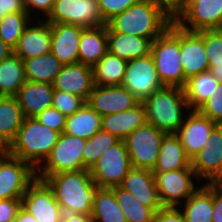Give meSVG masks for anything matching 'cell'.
Instances as JSON below:
<instances>
[{"label":"cell","instance_id":"cell-1","mask_svg":"<svg viewBox=\"0 0 222 222\" xmlns=\"http://www.w3.org/2000/svg\"><path fill=\"white\" fill-rule=\"evenodd\" d=\"M52 189L63 213L91 214L100 188L93 182L88 169L61 172L55 175H36Z\"/></svg>","mask_w":222,"mask_h":222},{"label":"cell","instance_id":"cell-2","mask_svg":"<svg viewBox=\"0 0 222 222\" xmlns=\"http://www.w3.org/2000/svg\"><path fill=\"white\" fill-rule=\"evenodd\" d=\"M173 22L172 15L154 0H139L106 25L113 31L150 39L161 36Z\"/></svg>","mask_w":222,"mask_h":222},{"label":"cell","instance_id":"cell-3","mask_svg":"<svg viewBox=\"0 0 222 222\" xmlns=\"http://www.w3.org/2000/svg\"><path fill=\"white\" fill-rule=\"evenodd\" d=\"M146 121L166 134H176L191 111L183 88L163 86L145 97ZM186 111V112H185Z\"/></svg>","mask_w":222,"mask_h":222},{"label":"cell","instance_id":"cell-4","mask_svg":"<svg viewBox=\"0 0 222 222\" xmlns=\"http://www.w3.org/2000/svg\"><path fill=\"white\" fill-rule=\"evenodd\" d=\"M60 134L41 124L35 117H26L9 145L8 153L29 163L36 170L49 156Z\"/></svg>","mask_w":222,"mask_h":222},{"label":"cell","instance_id":"cell-5","mask_svg":"<svg viewBox=\"0 0 222 222\" xmlns=\"http://www.w3.org/2000/svg\"><path fill=\"white\" fill-rule=\"evenodd\" d=\"M150 54L163 86L185 87L187 80L181 62L179 25L173 21L169 28L152 42Z\"/></svg>","mask_w":222,"mask_h":222},{"label":"cell","instance_id":"cell-6","mask_svg":"<svg viewBox=\"0 0 222 222\" xmlns=\"http://www.w3.org/2000/svg\"><path fill=\"white\" fill-rule=\"evenodd\" d=\"M172 18L190 32L222 29V0H184Z\"/></svg>","mask_w":222,"mask_h":222},{"label":"cell","instance_id":"cell-7","mask_svg":"<svg viewBox=\"0 0 222 222\" xmlns=\"http://www.w3.org/2000/svg\"><path fill=\"white\" fill-rule=\"evenodd\" d=\"M85 143V139L61 133L49 156L36 169V175H55L82 170Z\"/></svg>","mask_w":222,"mask_h":222},{"label":"cell","instance_id":"cell-8","mask_svg":"<svg viewBox=\"0 0 222 222\" xmlns=\"http://www.w3.org/2000/svg\"><path fill=\"white\" fill-rule=\"evenodd\" d=\"M166 133L146 122L124 139L133 168L153 170Z\"/></svg>","mask_w":222,"mask_h":222},{"label":"cell","instance_id":"cell-9","mask_svg":"<svg viewBox=\"0 0 222 222\" xmlns=\"http://www.w3.org/2000/svg\"><path fill=\"white\" fill-rule=\"evenodd\" d=\"M132 168L125 142L120 140L103 153L90 172L93 182L100 188L112 189L120 186Z\"/></svg>","mask_w":222,"mask_h":222},{"label":"cell","instance_id":"cell-10","mask_svg":"<svg viewBox=\"0 0 222 222\" xmlns=\"http://www.w3.org/2000/svg\"><path fill=\"white\" fill-rule=\"evenodd\" d=\"M45 20L50 24L64 23L83 28L106 24L102 19L98 0H55Z\"/></svg>","mask_w":222,"mask_h":222},{"label":"cell","instance_id":"cell-11","mask_svg":"<svg viewBox=\"0 0 222 222\" xmlns=\"http://www.w3.org/2000/svg\"><path fill=\"white\" fill-rule=\"evenodd\" d=\"M36 179V170L27 162L10 155L0 156V200L22 199Z\"/></svg>","mask_w":222,"mask_h":222},{"label":"cell","instance_id":"cell-12","mask_svg":"<svg viewBox=\"0 0 222 222\" xmlns=\"http://www.w3.org/2000/svg\"><path fill=\"white\" fill-rule=\"evenodd\" d=\"M153 174L160 201L164 207H179L199 188L194 182L195 179V181L198 180L193 169Z\"/></svg>","mask_w":222,"mask_h":222},{"label":"cell","instance_id":"cell-13","mask_svg":"<svg viewBox=\"0 0 222 222\" xmlns=\"http://www.w3.org/2000/svg\"><path fill=\"white\" fill-rule=\"evenodd\" d=\"M121 85L140 101L163 87L152 55L129 60Z\"/></svg>","mask_w":222,"mask_h":222},{"label":"cell","instance_id":"cell-14","mask_svg":"<svg viewBox=\"0 0 222 222\" xmlns=\"http://www.w3.org/2000/svg\"><path fill=\"white\" fill-rule=\"evenodd\" d=\"M21 206L38 222H61L63 216L52 189L38 178L28 186L21 199Z\"/></svg>","mask_w":222,"mask_h":222},{"label":"cell","instance_id":"cell-15","mask_svg":"<svg viewBox=\"0 0 222 222\" xmlns=\"http://www.w3.org/2000/svg\"><path fill=\"white\" fill-rule=\"evenodd\" d=\"M208 139L191 159V168L204 183H222V125H217Z\"/></svg>","mask_w":222,"mask_h":222},{"label":"cell","instance_id":"cell-16","mask_svg":"<svg viewBox=\"0 0 222 222\" xmlns=\"http://www.w3.org/2000/svg\"><path fill=\"white\" fill-rule=\"evenodd\" d=\"M140 100L122 85H95L86 103L99 115H112L136 106Z\"/></svg>","mask_w":222,"mask_h":222},{"label":"cell","instance_id":"cell-17","mask_svg":"<svg viewBox=\"0 0 222 222\" xmlns=\"http://www.w3.org/2000/svg\"><path fill=\"white\" fill-rule=\"evenodd\" d=\"M217 125L197 110H191L186 114L184 122L176 135L190 159L204 148L210 134Z\"/></svg>","mask_w":222,"mask_h":222},{"label":"cell","instance_id":"cell-18","mask_svg":"<svg viewBox=\"0 0 222 222\" xmlns=\"http://www.w3.org/2000/svg\"><path fill=\"white\" fill-rule=\"evenodd\" d=\"M94 86L93 68L82 63L63 65L53 82L54 90L80 96L85 101Z\"/></svg>","mask_w":222,"mask_h":222},{"label":"cell","instance_id":"cell-19","mask_svg":"<svg viewBox=\"0 0 222 222\" xmlns=\"http://www.w3.org/2000/svg\"><path fill=\"white\" fill-rule=\"evenodd\" d=\"M51 34V24L45 19H32L14 48V54L24 60L50 53Z\"/></svg>","mask_w":222,"mask_h":222},{"label":"cell","instance_id":"cell-20","mask_svg":"<svg viewBox=\"0 0 222 222\" xmlns=\"http://www.w3.org/2000/svg\"><path fill=\"white\" fill-rule=\"evenodd\" d=\"M83 29L72 24H51L50 52L63 65L79 63V43Z\"/></svg>","mask_w":222,"mask_h":222},{"label":"cell","instance_id":"cell-21","mask_svg":"<svg viewBox=\"0 0 222 222\" xmlns=\"http://www.w3.org/2000/svg\"><path fill=\"white\" fill-rule=\"evenodd\" d=\"M120 187L155 212L164 207L160 201L154 174L150 169L132 168L122 180Z\"/></svg>","mask_w":222,"mask_h":222},{"label":"cell","instance_id":"cell-22","mask_svg":"<svg viewBox=\"0 0 222 222\" xmlns=\"http://www.w3.org/2000/svg\"><path fill=\"white\" fill-rule=\"evenodd\" d=\"M180 53L185 79L209 70L203 38L180 27Z\"/></svg>","mask_w":222,"mask_h":222},{"label":"cell","instance_id":"cell-23","mask_svg":"<svg viewBox=\"0 0 222 222\" xmlns=\"http://www.w3.org/2000/svg\"><path fill=\"white\" fill-rule=\"evenodd\" d=\"M54 92L53 84L26 81L15 97L24 117H35L52 107Z\"/></svg>","mask_w":222,"mask_h":222},{"label":"cell","instance_id":"cell-24","mask_svg":"<svg viewBox=\"0 0 222 222\" xmlns=\"http://www.w3.org/2000/svg\"><path fill=\"white\" fill-rule=\"evenodd\" d=\"M146 122L144 105L140 101L136 106L126 111L102 116L101 129L124 140Z\"/></svg>","mask_w":222,"mask_h":222},{"label":"cell","instance_id":"cell-25","mask_svg":"<svg viewBox=\"0 0 222 222\" xmlns=\"http://www.w3.org/2000/svg\"><path fill=\"white\" fill-rule=\"evenodd\" d=\"M108 52L107 25L82 30L79 63L94 67Z\"/></svg>","mask_w":222,"mask_h":222},{"label":"cell","instance_id":"cell-26","mask_svg":"<svg viewBox=\"0 0 222 222\" xmlns=\"http://www.w3.org/2000/svg\"><path fill=\"white\" fill-rule=\"evenodd\" d=\"M192 169L191 159L185 153L176 134H166L162 140L156 166L153 173H165L171 170Z\"/></svg>","mask_w":222,"mask_h":222},{"label":"cell","instance_id":"cell-27","mask_svg":"<svg viewBox=\"0 0 222 222\" xmlns=\"http://www.w3.org/2000/svg\"><path fill=\"white\" fill-rule=\"evenodd\" d=\"M108 52L129 61L151 52L152 41L134 35L113 32L107 27Z\"/></svg>","mask_w":222,"mask_h":222},{"label":"cell","instance_id":"cell-28","mask_svg":"<svg viewBox=\"0 0 222 222\" xmlns=\"http://www.w3.org/2000/svg\"><path fill=\"white\" fill-rule=\"evenodd\" d=\"M179 209L184 215L185 222H212L213 183H203L200 185L199 188L179 206Z\"/></svg>","mask_w":222,"mask_h":222},{"label":"cell","instance_id":"cell-29","mask_svg":"<svg viewBox=\"0 0 222 222\" xmlns=\"http://www.w3.org/2000/svg\"><path fill=\"white\" fill-rule=\"evenodd\" d=\"M24 119L15 96H0V140L7 147L15 139Z\"/></svg>","mask_w":222,"mask_h":222},{"label":"cell","instance_id":"cell-30","mask_svg":"<svg viewBox=\"0 0 222 222\" xmlns=\"http://www.w3.org/2000/svg\"><path fill=\"white\" fill-rule=\"evenodd\" d=\"M102 116L87 103L71 116L66 117L64 133L88 140L101 130Z\"/></svg>","mask_w":222,"mask_h":222},{"label":"cell","instance_id":"cell-31","mask_svg":"<svg viewBox=\"0 0 222 222\" xmlns=\"http://www.w3.org/2000/svg\"><path fill=\"white\" fill-rule=\"evenodd\" d=\"M26 81L53 84L63 64L50 52L23 60Z\"/></svg>","mask_w":222,"mask_h":222},{"label":"cell","instance_id":"cell-32","mask_svg":"<svg viewBox=\"0 0 222 222\" xmlns=\"http://www.w3.org/2000/svg\"><path fill=\"white\" fill-rule=\"evenodd\" d=\"M26 82L24 62L14 53L0 62V96H15Z\"/></svg>","mask_w":222,"mask_h":222},{"label":"cell","instance_id":"cell-33","mask_svg":"<svg viewBox=\"0 0 222 222\" xmlns=\"http://www.w3.org/2000/svg\"><path fill=\"white\" fill-rule=\"evenodd\" d=\"M219 81L211 74L205 71L187 79L183 88L185 98L191 110H196L206 99H208L219 85Z\"/></svg>","mask_w":222,"mask_h":222},{"label":"cell","instance_id":"cell-34","mask_svg":"<svg viewBox=\"0 0 222 222\" xmlns=\"http://www.w3.org/2000/svg\"><path fill=\"white\" fill-rule=\"evenodd\" d=\"M127 62L117 55L107 52L93 67L94 84L98 86L121 85Z\"/></svg>","mask_w":222,"mask_h":222},{"label":"cell","instance_id":"cell-35","mask_svg":"<svg viewBox=\"0 0 222 222\" xmlns=\"http://www.w3.org/2000/svg\"><path fill=\"white\" fill-rule=\"evenodd\" d=\"M91 216L94 222H127L113 189L109 188L98 189Z\"/></svg>","mask_w":222,"mask_h":222},{"label":"cell","instance_id":"cell-36","mask_svg":"<svg viewBox=\"0 0 222 222\" xmlns=\"http://www.w3.org/2000/svg\"><path fill=\"white\" fill-rule=\"evenodd\" d=\"M127 222H153L155 211L141 202L120 186L112 188Z\"/></svg>","mask_w":222,"mask_h":222},{"label":"cell","instance_id":"cell-37","mask_svg":"<svg viewBox=\"0 0 222 222\" xmlns=\"http://www.w3.org/2000/svg\"><path fill=\"white\" fill-rule=\"evenodd\" d=\"M120 139L102 129L99 130L93 137L86 140L83 149V169L90 170L99 160V158L111 146H114Z\"/></svg>","mask_w":222,"mask_h":222},{"label":"cell","instance_id":"cell-38","mask_svg":"<svg viewBox=\"0 0 222 222\" xmlns=\"http://www.w3.org/2000/svg\"><path fill=\"white\" fill-rule=\"evenodd\" d=\"M31 20L27 12L7 13L0 20V39L14 49Z\"/></svg>","mask_w":222,"mask_h":222},{"label":"cell","instance_id":"cell-39","mask_svg":"<svg viewBox=\"0 0 222 222\" xmlns=\"http://www.w3.org/2000/svg\"><path fill=\"white\" fill-rule=\"evenodd\" d=\"M202 38L209 66H222V29L197 32Z\"/></svg>","mask_w":222,"mask_h":222},{"label":"cell","instance_id":"cell-40","mask_svg":"<svg viewBox=\"0 0 222 222\" xmlns=\"http://www.w3.org/2000/svg\"><path fill=\"white\" fill-rule=\"evenodd\" d=\"M196 110L211 121L222 125V82L219 83L214 93Z\"/></svg>","mask_w":222,"mask_h":222},{"label":"cell","instance_id":"cell-41","mask_svg":"<svg viewBox=\"0 0 222 222\" xmlns=\"http://www.w3.org/2000/svg\"><path fill=\"white\" fill-rule=\"evenodd\" d=\"M85 103L86 101L80 96L55 90L52 107L60 111L65 117H68L78 111Z\"/></svg>","mask_w":222,"mask_h":222},{"label":"cell","instance_id":"cell-42","mask_svg":"<svg viewBox=\"0 0 222 222\" xmlns=\"http://www.w3.org/2000/svg\"><path fill=\"white\" fill-rule=\"evenodd\" d=\"M139 0H98L99 10L105 23L114 16L123 13Z\"/></svg>","mask_w":222,"mask_h":222},{"label":"cell","instance_id":"cell-43","mask_svg":"<svg viewBox=\"0 0 222 222\" xmlns=\"http://www.w3.org/2000/svg\"><path fill=\"white\" fill-rule=\"evenodd\" d=\"M35 118L43 125L60 133L64 132L66 117L54 107L44 109Z\"/></svg>","mask_w":222,"mask_h":222},{"label":"cell","instance_id":"cell-44","mask_svg":"<svg viewBox=\"0 0 222 222\" xmlns=\"http://www.w3.org/2000/svg\"><path fill=\"white\" fill-rule=\"evenodd\" d=\"M54 2L55 0H23L24 9L32 19H45L50 14Z\"/></svg>","mask_w":222,"mask_h":222},{"label":"cell","instance_id":"cell-45","mask_svg":"<svg viewBox=\"0 0 222 222\" xmlns=\"http://www.w3.org/2000/svg\"><path fill=\"white\" fill-rule=\"evenodd\" d=\"M20 207L21 199L0 200V222H11L16 218Z\"/></svg>","mask_w":222,"mask_h":222},{"label":"cell","instance_id":"cell-46","mask_svg":"<svg viewBox=\"0 0 222 222\" xmlns=\"http://www.w3.org/2000/svg\"><path fill=\"white\" fill-rule=\"evenodd\" d=\"M153 222H185L179 207H163L155 212Z\"/></svg>","mask_w":222,"mask_h":222},{"label":"cell","instance_id":"cell-47","mask_svg":"<svg viewBox=\"0 0 222 222\" xmlns=\"http://www.w3.org/2000/svg\"><path fill=\"white\" fill-rule=\"evenodd\" d=\"M212 222H222V183H213Z\"/></svg>","mask_w":222,"mask_h":222},{"label":"cell","instance_id":"cell-48","mask_svg":"<svg viewBox=\"0 0 222 222\" xmlns=\"http://www.w3.org/2000/svg\"><path fill=\"white\" fill-rule=\"evenodd\" d=\"M13 12H26L23 0H0V15Z\"/></svg>","mask_w":222,"mask_h":222},{"label":"cell","instance_id":"cell-49","mask_svg":"<svg viewBox=\"0 0 222 222\" xmlns=\"http://www.w3.org/2000/svg\"><path fill=\"white\" fill-rule=\"evenodd\" d=\"M61 222H94L91 214L63 213Z\"/></svg>","mask_w":222,"mask_h":222},{"label":"cell","instance_id":"cell-50","mask_svg":"<svg viewBox=\"0 0 222 222\" xmlns=\"http://www.w3.org/2000/svg\"><path fill=\"white\" fill-rule=\"evenodd\" d=\"M162 5L171 15H173L183 4L184 0H154Z\"/></svg>","mask_w":222,"mask_h":222},{"label":"cell","instance_id":"cell-51","mask_svg":"<svg viewBox=\"0 0 222 222\" xmlns=\"http://www.w3.org/2000/svg\"><path fill=\"white\" fill-rule=\"evenodd\" d=\"M11 222H38V220L21 206L18 210L16 218Z\"/></svg>","mask_w":222,"mask_h":222},{"label":"cell","instance_id":"cell-52","mask_svg":"<svg viewBox=\"0 0 222 222\" xmlns=\"http://www.w3.org/2000/svg\"><path fill=\"white\" fill-rule=\"evenodd\" d=\"M14 53V49L0 39V62Z\"/></svg>","mask_w":222,"mask_h":222},{"label":"cell","instance_id":"cell-53","mask_svg":"<svg viewBox=\"0 0 222 222\" xmlns=\"http://www.w3.org/2000/svg\"><path fill=\"white\" fill-rule=\"evenodd\" d=\"M209 71L219 82H222V66H209Z\"/></svg>","mask_w":222,"mask_h":222},{"label":"cell","instance_id":"cell-54","mask_svg":"<svg viewBox=\"0 0 222 222\" xmlns=\"http://www.w3.org/2000/svg\"><path fill=\"white\" fill-rule=\"evenodd\" d=\"M8 152V147L0 140V156Z\"/></svg>","mask_w":222,"mask_h":222}]
</instances>
